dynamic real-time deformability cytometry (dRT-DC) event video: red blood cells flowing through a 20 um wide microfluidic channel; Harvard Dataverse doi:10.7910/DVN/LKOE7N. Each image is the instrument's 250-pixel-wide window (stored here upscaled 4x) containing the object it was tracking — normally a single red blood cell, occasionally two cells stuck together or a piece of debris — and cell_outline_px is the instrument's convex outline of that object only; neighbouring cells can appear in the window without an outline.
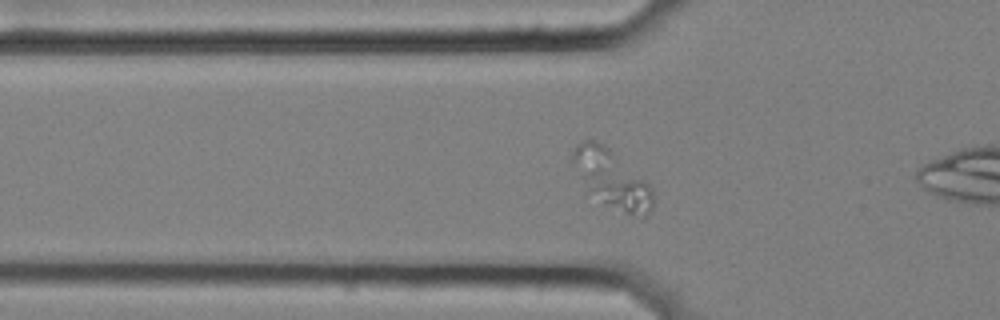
{"species": "common noctule bat (a hibernating species)", "species_latin": "Nyctalus noctula", "temperature_condition": "cold", "stored_images_in_passage": 44, "camera_frame_rate_fps": 3000, "um_per_image_px": 0.085, "animal": {"sex": "female", "body_mass_g": 25.1}, "frame": {"image": 1, "passage_image": 4, "time_ms": 1.0, "image_size_px": [1000, 320], "cell_outline_px": [[652, 208], [644, 216], [628, 212], [588, 192], [584, 176], [588, 172], [596, 168], [600, 168], [644, 180], [652, 188]], "centroid_in_image_um": [52.74, 16.19], "position_along_channel_um": 73.1, "area_um2": 15.03}}